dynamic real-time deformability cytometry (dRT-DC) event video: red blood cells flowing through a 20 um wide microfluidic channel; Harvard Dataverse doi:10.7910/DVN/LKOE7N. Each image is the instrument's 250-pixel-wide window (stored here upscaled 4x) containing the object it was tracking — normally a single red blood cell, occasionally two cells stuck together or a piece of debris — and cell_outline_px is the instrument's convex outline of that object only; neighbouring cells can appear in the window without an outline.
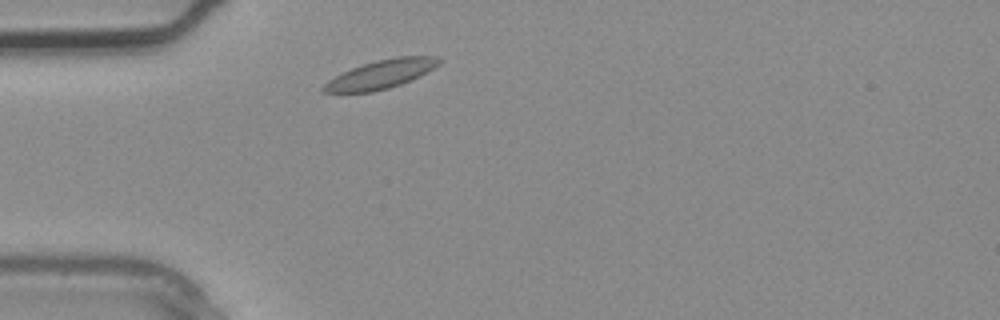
{"species": "common noctule bat (a hibernating species)", "species_latin": "Nyctalus noctula", "temperature_condition": "warm", "stored_images_in_passage": 1, "camera_frame_rate_fps": 3000, "um_per_image_px": 0.085, "animal": {"sex": "male", "body_mass_g": 20.4}, "frame": {"image": 1, "passage_image": 1, "time_ms": 0.0, "image_size_px": [1000, 320], "cell_outline_px": [[444, 60], [440, 64], [428, 72], [412, 80], [388, 88], [372, 92], [320, 92], [320, 88], [328, 80], [352, 68], [376, 60], [396, 56], [440, 56]], "centroid_in_image_um": [32.44, 6.3], "position_along_channel_um": 52.6, "area_um2": 19.36}}